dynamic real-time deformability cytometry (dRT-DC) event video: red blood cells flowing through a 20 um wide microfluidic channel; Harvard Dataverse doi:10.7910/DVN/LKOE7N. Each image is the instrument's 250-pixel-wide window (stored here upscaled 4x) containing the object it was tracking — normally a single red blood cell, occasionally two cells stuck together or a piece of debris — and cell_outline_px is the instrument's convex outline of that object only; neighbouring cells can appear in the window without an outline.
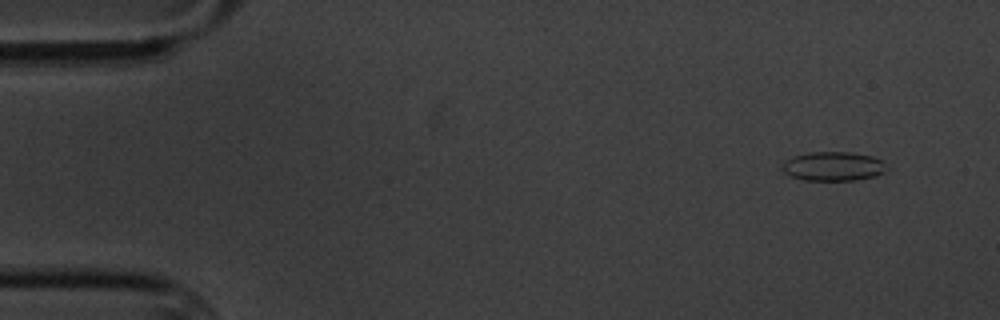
{"species": "common noctule bat (a hibernating species)", "species_latin": "Nyctalus noctula", "temperature_condition": "cold", "stored_images_in_passage": 2, "camera_frame_rate_fps": 3000, "um_per_image_px": 0.085, "animal": {"sex": "male", "body_mass_g": 20.1, "forearm_length_mm": 53.5}, "frame": {"image": 1, "passage_image": 2, "time_ms": 1.333, "image_size_px": [1000, 320], "cell_outline_px": [[888, 168], [884, 172], [876, 176], [856, 180], [804, 180], [792, 176], [784, 172], [784, 164], [792, 156], [808, 152], [852, 152], [872, 156], [880, 160]], "centroid_in_image_um": [70.86, 14.13], "position_along_channel_um": 14.1, "area_um2": 17.57}}